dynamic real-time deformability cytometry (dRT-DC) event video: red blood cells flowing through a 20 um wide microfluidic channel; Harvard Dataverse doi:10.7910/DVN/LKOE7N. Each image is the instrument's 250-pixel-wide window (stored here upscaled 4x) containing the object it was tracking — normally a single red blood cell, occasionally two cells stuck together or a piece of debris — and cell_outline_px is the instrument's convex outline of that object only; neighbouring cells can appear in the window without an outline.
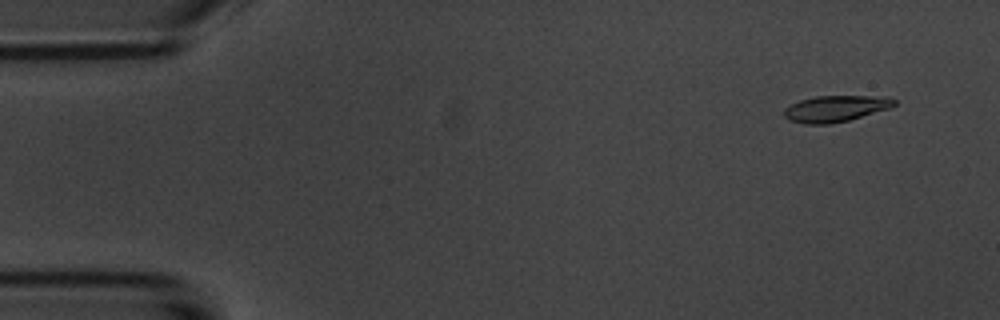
{"species": "common noctule bat (a hibernating species)", "species_latin": "Nyctalus noctula", "temperature_condition": "room temperature", "stored_images_in_passage": 10, "camera_frame_rate_fps": 3000, "um_per_image_px": 0.085, "animal": {"sex": "male", "body_mass_g": 20.1, "forearm_length_mm": 53.5}, "frame": {"image": 1, "passage_image": 1, "time_ms": 0.0, "image_size_px": [1000, 320], "cell_outline_px": [[896, 104], [888, 108], [848, 120], [828, 124], [804, 124], [788, 120], [784, 116], [784, 108], [800, 100], [816, 96], [888, 96], [896, 100]], "centroid_in_image_um": [71.0, 9.23], "position_along_channel_um": 14.0, "area_um2": 16.76}}
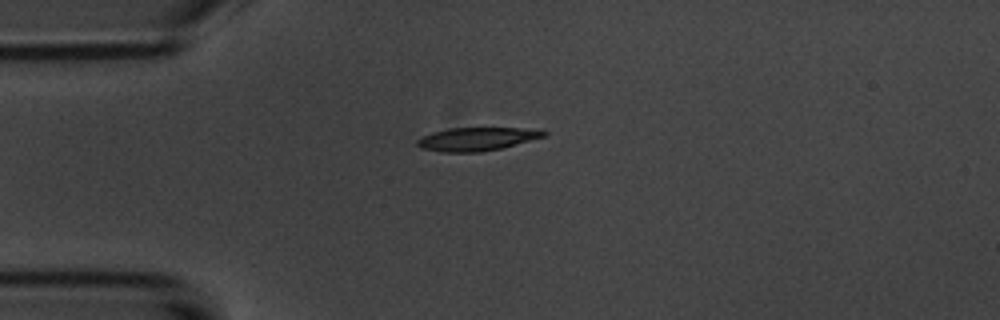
{"frame": {"image": 2, "passage_image": 4, "time_ms": 3.333, "image_size_px": [1000, 320], "cell_outline_px": [[548, 136], [500, 148], [480, 152], [440, 152], [420, 148], [416, 144], [416, 140], [432, 132], [448, 128], [544, 128], [548, 132]], "centroid_in_image_um": [40.6, 11.8], "position_along_channel_um": 44.4, "area_um2": 17.46}}
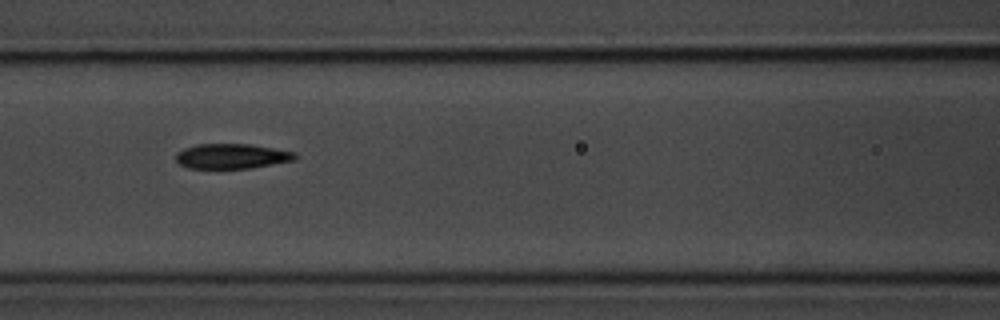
{"frame": {"image": 3, "passage_image": 7, "time_ms": 6.667, "image_size_px": [1000, 320], "cell_outline_px": [[300, 156], [296, 160], [252, 168], [188, 168], [180, 164], [176, 160], [176, 152], [184, 148], [196, 144], [252, 144], [296, 152]], "centroid_in_image_um": [19.75, 13.27], "position_along_channel_um": 146.8, "area_um2": 17.57}}